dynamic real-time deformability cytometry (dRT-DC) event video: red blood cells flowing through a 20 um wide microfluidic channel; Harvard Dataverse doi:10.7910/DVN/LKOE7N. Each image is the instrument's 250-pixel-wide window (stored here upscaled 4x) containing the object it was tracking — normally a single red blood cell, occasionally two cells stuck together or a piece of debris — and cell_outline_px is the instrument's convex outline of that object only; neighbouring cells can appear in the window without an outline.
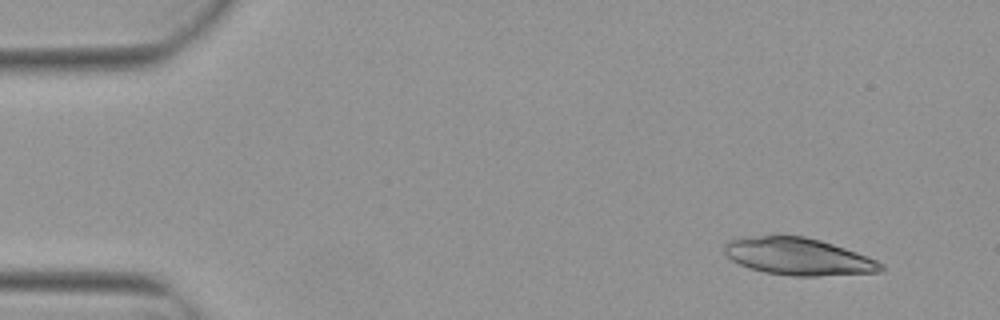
{"species": "Egyptian fruit bat (a non-hibernating species)", "species_latin": "Rousettus aegyptiacus", "temperature_condition": "warm", "stored_images_in_passage": 5, "camera_frame_rate_fps": 3000, "um_per_image_px": 0.085, "animal": {"sex": "female"}, "frame": {"image": 1, "passage_image": 2, "time_ms": 0.333, "image_size_px": [1000, 320], "cell_outline_px": [[884, 268], [880, 272], [816, 276], [792, 276], [764, 272], [748, 268], [732, 260], [724, 252], [724, 244], [728, 240], [764, 236], [804, 236], [820, 240], [856, 252], [876, 260], [884, 264]], "centroid_in_image_um": [67.86, 21.82], "position_along_channel_um": 17.1, "area_um2": 33.58}}